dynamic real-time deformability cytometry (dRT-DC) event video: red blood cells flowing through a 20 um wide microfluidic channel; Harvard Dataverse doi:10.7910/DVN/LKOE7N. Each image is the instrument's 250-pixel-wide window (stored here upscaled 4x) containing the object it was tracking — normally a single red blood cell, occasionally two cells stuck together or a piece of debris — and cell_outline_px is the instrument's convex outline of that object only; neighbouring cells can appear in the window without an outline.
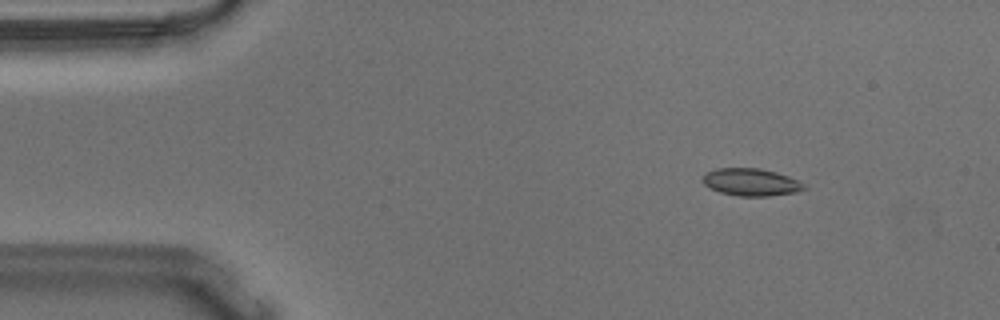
{"species": "Egyptian fruit bat (a non-hibernating species)", "species_latin": "Rousettus aegyptiacus", "temperature_condition": "warm", "stored_images_in_passage": 55, "camera_frame_rate_fps": 3000, "um_per_image_px": 0.085, "animal": {"sex": "male"}, "frame": {"image": 1, "passage_image": 7, "time_ms": 2.0, "image_size_px": [1000, 320], "cell_outline_px": [[808, 188], [796, 192], [768, 196], [736, 196], [720, 192], [704, 184], [704, 176], [708, 172], [716, 168], [760, 168], [776, 172], [800, 180]], "centroid_in_image_um": [63.9, 15.48], "position_along_channel_um": 21.1, "area_um2": 16.13}}
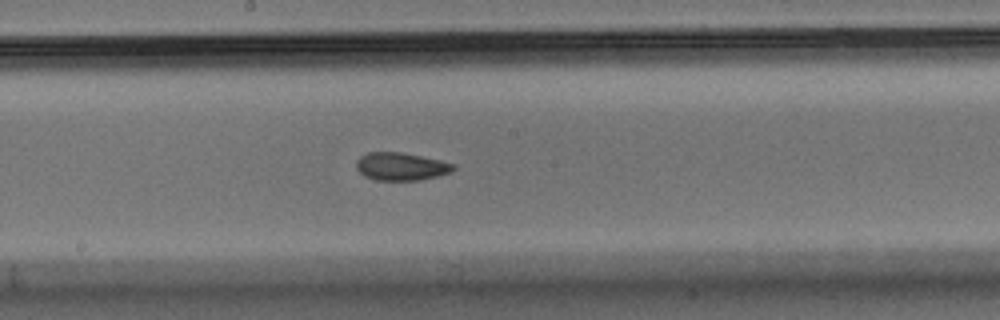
{"frame": {"image": 2, "passage_image": 29, "time_ms": 9.333, "image_size_px": [1000, 320], "cell_outline_px": [[456, 168], [452, 172], [420, 180], [376, 180], [364, 176], [356, 168], [356, 160], [360, 156], [368, 152], [404, 152], [440, 160], [456, 164]], "centroid_in_image_um": [34.1, 14.14], "position_along_channel_um": 214.1, "area_um2": 15.9}}
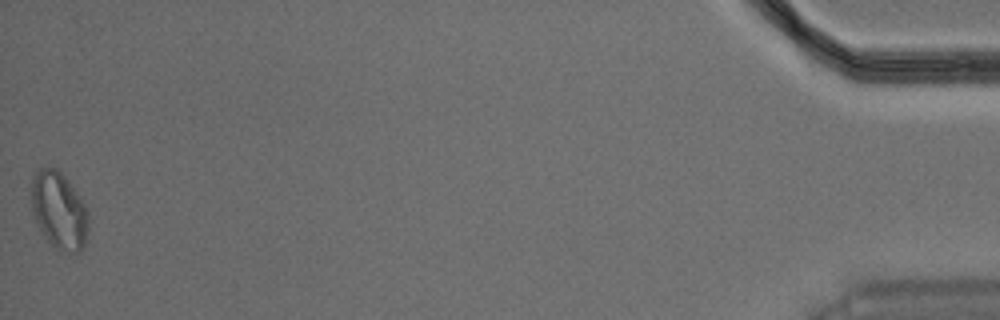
{"frame": {"image": 3, "passage_image": 55, "time_ms": 18.0, "image_size_px": [1000, 320], "cell_outline_px": [[88, 228], [84, 244], [80, 252], [60, 252], [44, 236], [32, 212], [32, 176], [40, 168], [56, 168], [68, 180], [80, 196], [88, 212]], "centroid_in_image_um": [5.03, 17.89], "position_along_channel_um": 430.2, "area_um2": 25.49}, "authors_computed_cell_mechanics": {"area_um2": 16.184, "velocity_mm_per_s": 3.6371, "shape_relaxation_time_tau1_ms": null, "shape_relaxation_time_tau2_ms": 3.1251, "deformation_change_tau1": null, "deformation_change_tau2": 0.0571}}